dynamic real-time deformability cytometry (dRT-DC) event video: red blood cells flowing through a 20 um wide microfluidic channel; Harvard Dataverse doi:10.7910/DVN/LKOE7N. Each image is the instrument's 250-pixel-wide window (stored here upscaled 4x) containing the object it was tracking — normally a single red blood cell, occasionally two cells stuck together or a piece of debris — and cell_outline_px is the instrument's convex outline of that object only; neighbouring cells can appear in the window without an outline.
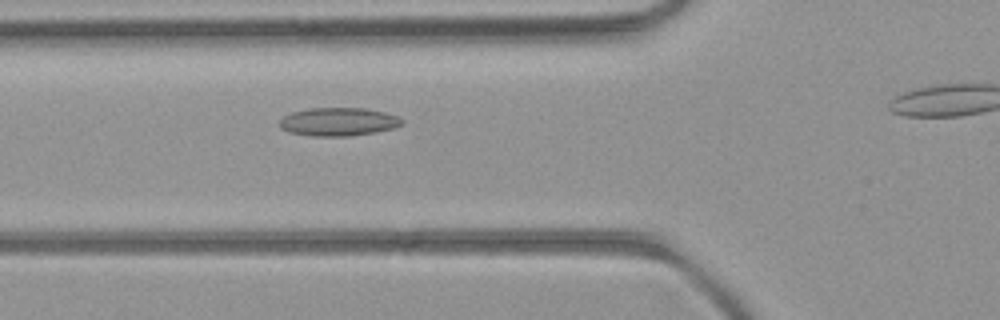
{"species": "common noctule bat (a hibernating species)", "species_latin": "Nyctalus noctula", "temperature_condition": "room temperature", "stored_images_in_passage": 33, "camera_frame_rate_fps": 3000, "um_per_image_px": 0.085, "animal": {"sex": "female", "body_mass_g": 21.9}, "frame": {"image": 1, "passage_image": 10, "time_ms": 3.0, "image_size_px": [1000, 320], "cell_outline_px": [[404, 124], [396, 128], [376, 132], [348, 136], [312, 136], [292, 132], [280, 128], [280, 120], [284, 116], [292, 112], [308, 108], [368, 108], [400, 116], [404, 120]], "centroid_in_image_um": [28.84, 10.34], "position_along_channel_um": 97.0, "area_um2": 20.35}}
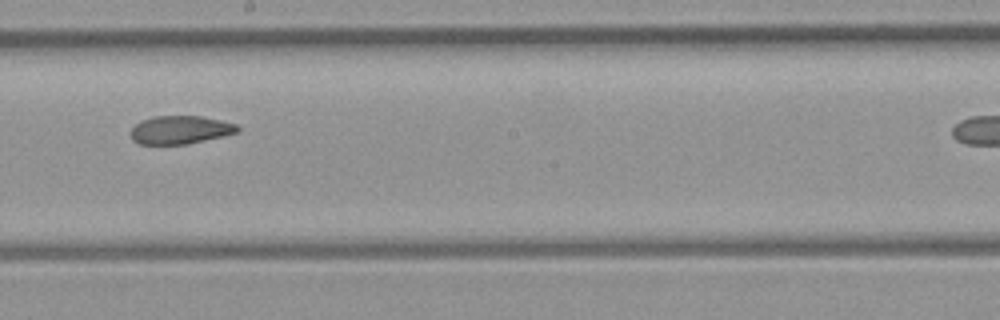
{"frame": {"image": 2, "passage_image": 20, "time_ms": 6.333, "image_size_px": [1000, 320], "cell_outline_px": [[240, 132], [224, 136], [184, 144], [140, 144], [132, 140], [132, 128], [140, 120], [152, 116], [200, 116], [220, 120], [236, 124], [240, 128]], "centroid_in_image_um": [15.33, 11.03], "position_along_channel_um": 232.9, "area_um2": 17.51}}
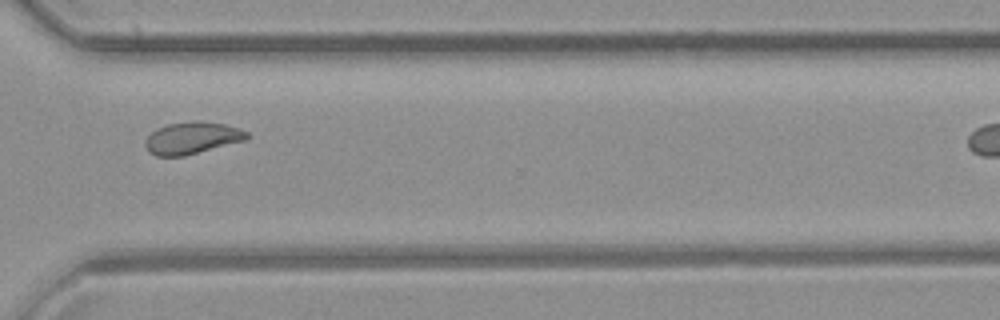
{"frame": {"image": 3, "passage_image": 29, "time_ms": 9.333, "image_size_px": [1000, 320], "cell_outline_px": [[252, 136], [248, 140], [184, 156], [156, 156], [148, 152], [144, 144], [144, 140], [156, 128], [168, 124], [196, 120], [200, 120], [224, 124], [240, 128], [248, 132]], "centroid_in_image_um": [16.36, 11.72], "position_along_channel_um": 354.2, "area_um2": 19.36}}